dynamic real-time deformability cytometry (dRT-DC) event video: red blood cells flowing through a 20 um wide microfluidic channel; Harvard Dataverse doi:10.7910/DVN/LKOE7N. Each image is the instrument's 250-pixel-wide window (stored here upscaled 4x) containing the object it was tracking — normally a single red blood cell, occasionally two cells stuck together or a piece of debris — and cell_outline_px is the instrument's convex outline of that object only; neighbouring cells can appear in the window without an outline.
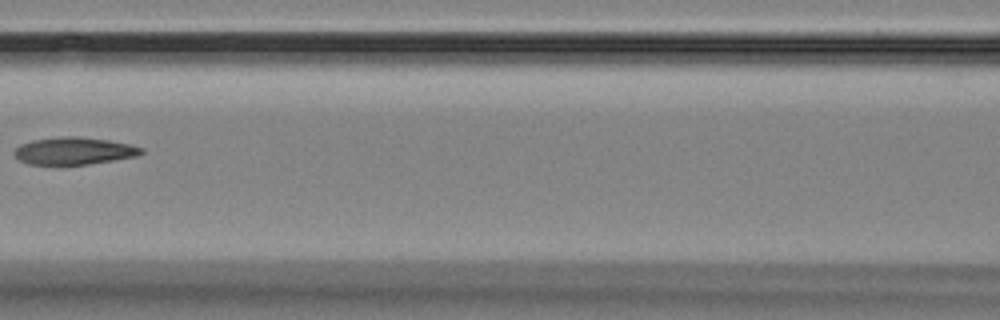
{"species": "Egyptian fruit bat (a non-hibernating species)", "species_latin": "Rousettus aegyptiacus", "temperature_condition": "room temperature", "stored_images_in_passage": 4, "camera_frame_rate_fps": 3000, "um_per_image_px": 0.085, "animal": {"sex": "female"}, "frame": {"image": 1, "passage_image": 3, "time_ms": 2.333, "image_size_px": [1000, 320], "cell_outline_px": [[144, 152], [136, 156], [88, 164], [28, 164], [20, 160], [12, 152], [20, 144], [32, 140], [64, 136], [76, 136], [108, 140], [128, 144], [144, 148]], "centroid_in_image_um": [6.27, 12.82], "position_along_channel_um": 160.3, "area_um2": 20.0}}
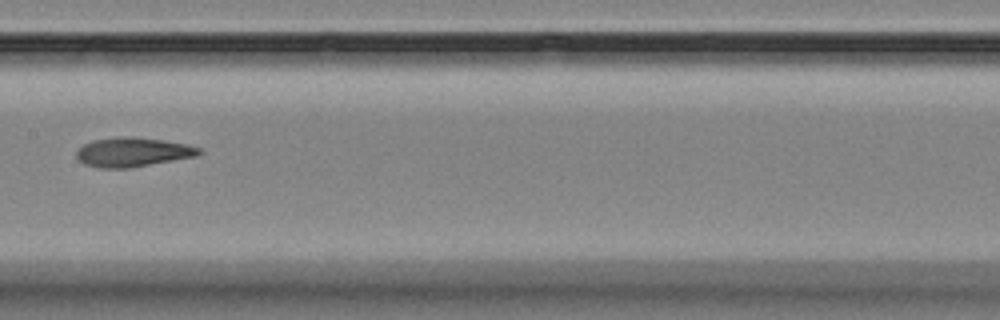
{"frame": {"image": 2, "passage_image": 4, "time_ms": 3.333, "image_size_px": [1000, 320], "cell_outline_px": [[204, 152], [196, 156], [132, 168], [96, 168], [84, 164], [76, 156], [76, 152], [84, 144], [92, 140], [116, 136], [136, 136], [188, 144], [200, 148]], "centroid_in_image_um": [11.29, 12.92], "position_along_channel_um": 196.1, "area_um2": 21.21}}